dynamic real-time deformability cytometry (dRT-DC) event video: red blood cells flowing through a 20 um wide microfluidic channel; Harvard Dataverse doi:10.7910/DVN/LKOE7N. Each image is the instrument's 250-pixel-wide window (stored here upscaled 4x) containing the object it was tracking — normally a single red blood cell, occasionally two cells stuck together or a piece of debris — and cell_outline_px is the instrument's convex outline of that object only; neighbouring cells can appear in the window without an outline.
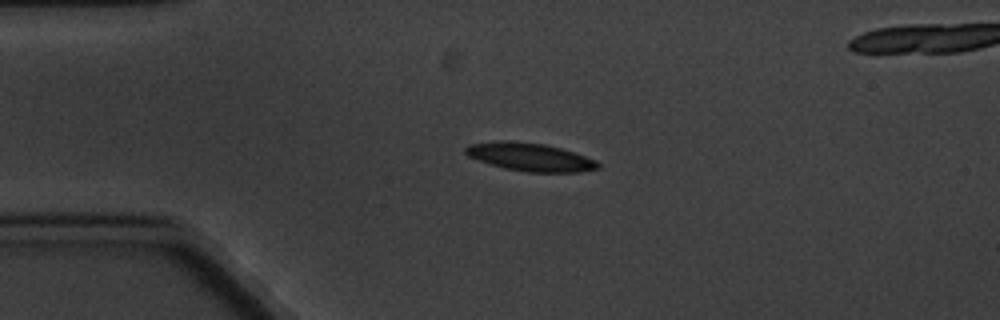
{"species": "common noctule bat (a hibernating species)", "species_latin": "Nyctalus noctula", "temperature_condition": "cold", "stored_images_in_passage": 5, "camera_frame_rate_fps": 3000, "um_per_image_px": 0.085, "animal": {"sex": "male", "body_mass_g": 20.1, "forearm_length_mm": 53.5}, "frame": {"image": 1, "passage_image": 3, "time_ms": 2.333, "image_size_px": [1000, 320], "cell_outline_px": [[600, 168], [580, 172], [528, 172], [504, 168], [468, 156], [464, 152], [464, 148], [468, 144], [500, 140], [508, 140], [544, 144], [560, 148], [596, 160], [600, 164]], "centroid_in_image_um": [45.04, 13.34], "position_along_channel_um": 40.0, "area_um2": 21.56}}